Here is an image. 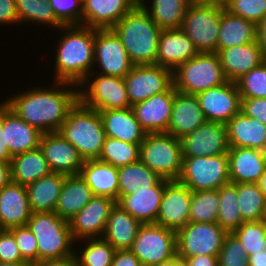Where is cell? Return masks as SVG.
I'll list each match as a JSON object with an SVG mask.
<instances>
[{
    "instance_id": "d6a6232c",
    "label": "cell",
    "mask_w": 266,
    "mask_h": 266,
    "mask_svg": "<svg viewBox=\"0 0 266 266\" xmlns=\"http://www.w3.org/2000/svg\"><path fill=\"white\" fill-rule=\"evenodd\" d=\"M141 223L118 204L111 209L102 238L116 250L130 249Z\"/></svg>"
},
{
    "instance_id": "94428289",
    "label": "cell",
    "mask_w": 266,
    "mask_h": 266,
    "mask_svg": "<svg viewBox=\"0 0 266 266\" xmlns=\"http://www.w3.org/2000/svg\"><path fill=\"white\" fill-rule=\"evenodd\" d=\"M11 182V164L0 160V190Z\"/></svg>"
},
{
    "instance_id": "8fae6325",
    "label": "cell",
    "mask_w": 266,
    "mask_h": 266,
    "mask_svg": "<svg viewBox=\"0 0 266 266\" xmlns=\"http://www.w3.org/2000/svg\"><path fill=\"white\" fill-rule=\"evenodd\" d=\"M130 250L142 266L170 260L177 253L176 231L156 223L141 224Z\"/></svg>"
},
{
    "instance_id": "30bf717a",
    "label": "cell",
    "mask_w": 266,
    "mask_h": 266,
    "mask_svg": "<svg viewBox=\"0 0 266 266\" xmlns=\"http://www.w3.org/2000/svg\"><path fill=\"white\" fill-rule=\"evenodd\" d=\"M223 9L190 2L181 29L199 53L216 52Z\"/></svg>"
},
{
    "instance_id": "8992f818",
    "label": "cell",
    "mask_w": 266,
    "mask_h": 266,
    "mask_svg": "<svg viewBox=\"0 0 266 266\" xmlns=\"http://www.w3.org/2000/svg\"><path fill=\"white\" fill-rule=\"evenodd\" d=\"M226 82L227 79L216 52L199 53L173 71L175 90L186 94L197 95Z\"/></svg>"
},
{
    "instance_id": "83f0119b",
    "label": "cell",
    "mask_w": 266,
    "mask_h": 266,
    "mask_svg": "<svg viewBox=\"0 0 266 266\" xmlns=\"http://www.w3.org/2000/svg\"><path fill=\"white\" fill-rule=\"evenodd\" d=\"M5 143L12 156L39 148L42 132L18 117L3 103Z\"/></svg>"
},
{
    "instance_id": "db71d44e",
    "label": "cell",
    "mask_w": 266,
    "mask_h": 266,
    "mask_svg": "<svg viewBox=\"0 0 266 266\" xmlns=\"http://www.w3.org/2000/svg\"><path fill=\"white\" fill-rule=\"evenodd\" d=\"M14 23H18L15 0H0V26H12Z\"/></svg>"
},
{
    "instance_id": "11a10c76",
    "label": "cell",
    "mask_w": 266,
    "mask_h": 266,
    "mask_svg": "<svg viewBox=\"0 0 266 266\" xmlns=\"http://www.w3.org/2000/svg\"><path fill=\"white\" fill-rule=\"evenodd\" d=\"M111 266H142L130 249L116 250Z\"/></svg>"
},
{
    "instance_id": "7bdbcfd3",
    "label": "cell",
    "mask_w": 266,
    "mask_h": 266,
    "mask_svg": "<svg viewBox=\"0 0 266 266\" xmlns=\"http://www.w3.org/2000/svg\"><path fill=\"white\" fill-rule=\"evenodd\" d=\"M140 145L106 136L98 160L117 168L126 166L140 159Z\"/></svg>"
},
{
    "instance_id": "1f68e13d",
    "label": "cell",
    "mask_w": 266,
    "mask_h": 266,
    "mask_svg": "<svg viewBox=\"0 0 266 266\" xmlns=\"http://www.w3.org/2000/svg\"><path fill=\"white\" fill-rule=\"evenodd\" d=\"M93 196L91 188L80 174L66 176L54 212L69 221Z\"/></svg>"
},
{
    "instance_id": "5b68a950",
    "label": "cell",
    "mask_w": 266,
    "mask_h": 266,
    "mask_svg": "<svg viewBox=\"0 0 266 266\" xmlns=\"http://www.w3.org/2000/svg\"><path fill=\"white\" fill-rule=\"evenodd\" d=\"M26 225L37 240L38 263L74 256L75 241L69 223L55 212L32 213Z\"/></svg>"
},
{
    "instance_id": "7a4b0ae2",
    "label": "cell",
    "mask_w": 266,
    "mask_h": 266,
    "mask_svg": "<svg viewBox=\"0 0 266 266\" xmlns=\"http://www.w3.org/2000/svg\"><path fill=\"white\" fill-rule=\"evenodd\" d=\"M54 53V81L79 85L94 67L95 29L82 25L62 26Z\"/></svg>"
},
{
    "instance_id": "f1b7e54d",
    "label": "cell",
    "mask_w": 266,
    "mask_h": 266,
    "mask_svg": "<svg viewBox=\"0 0 266 266\" xmlns=\"http://www.w3.org/2000/svg\"><path fill=\"white\" fill-rule=\"evenodd\" d=\"M97 111L107 137L134 144H141L145 139L147 133L132 108Z\"/></svg>"
},
{
    "instance_id": "e7e4bbea",
    "label": "cell",
    "mask_w": 266,
    "mask_h": 266,
    "mask_svg": "<svg viewBox=\"0 0 266 266\" xmlns=\"http://www.w3.org/2000/svg\"><path fill=\"white\" fill-rule=\"evenodd\" d=\"M172 266H189L187 259L177 253L172 257Z\"/></svg>"
},
{
    "instance_id": "89a4df30",
    "label": "cell",
    "mask_w": 266,
    "mask_h": 266,
    "mask_svg": "<svg viewBox=\"0 0 266 266\" xmlns=\"http://www.w3.org/2000/svg\"><path fill=\"white\" fill-rule=\"evenodd\" d=\"M264 223H265V230H266V218L264 219Z\"/></svg>"
},
{
    "instance_id": "603a6c76",
    "label": "cell",
    "mask_w": 266,
    "mask_h": 266,
    "mask_svg": "<svg viewBox=\"0 0 266 266\" xmlns=\"http://www.w3.org/2000/svg\"><path fill=\"white\" fill-rule=\"evenodd\" d=\"M205 122L206 119L199 106L198 97L176 90L167 134L181 139Z\"/></svg>"
},
{
    "instance_id": "680465c9",
    "label": "cell",
    "mask_w": 266,
    "mask_h": 266,
    "mask_svg": "<svg viewBox=\"0 0 266 266\" xmlns=\"http://www.w3.org/2000/svg\"><path fill=\"white\" fill-rule=\"evenodd\" d=\"M186 259L189 266H218L217 255H203Z\"/></svg>"
},
{
    "instance_id": "ee69618b",
    "label": "cell",
    "mask_w": 266,
    "mask_h": 266,
    "mask_svg": "<svg viewBox=\"0 0 266 266\" xmlns=\"http://www.w3.org/2000/svg\"><path fill=\"white\" fill-rule=\"evenodd\" d=\"M218 190L192 192L190 222L217 223Z\"/></svg>"
},
{
    "instance_id": "ab89813d",
    "label": "cell",
    "mask_w": 266,
    "mask_h": 266,
    "mask_svg": "<svg viewBox=\"0 0 266 266\" xmlns=\"http://www.w3.org/2000/svg\"><path fill=\"white\" fill-rule=\"evenodd\" d=\"M238 206L244 221L266 218V198L257 183L237 184Z\"/></svg>"
},
{
    "instance_id": "ffe728a7",
    "label": "cell",
    "mask_w": 266,
    "mask_h": 266,
    "mask_svg": "<svg viewBox=\"0 0 266 266\" xmlns=\"http://www.w3.org/2000/svg\"><path fill=\"white\" fill-rule=\"evenodd\" d=\"M176 90L172 85L166 92L155 94L131 106L136 119L146 133H167Z\"/></svg>"
},
{
    "instance_id": "6f0895ef",
    "label": "cell",
    "mask_w": 266,
    "mask_h": 266,
    "mask_svg": "<svg viewBox=\"0 0 266 266\" xmlns=\"http://www.w3.org/2000/svg\"><path fill=\"white\" fill-rule=\"evenodd\" d=\"M256 42L266 61V17L256 25Z\"/></svg>"
},
{
    "instance_id": "60d3db41",
    "label": "cell",
    "mask_w": 266,
    "mask_h": 266,
    "mask_svg": "<svg viewBox=\"0 0 266 266\" xmlns=\"http://www.w3.org/2000/svg\"><path fill=\"white\" fill-rule=\"evenodd\" d=\"M78 242H84L80 252L75 248L78 266H111L116 249L104 238H88Z\"/></svg>"
},
{
    "instance_id": "277c9868",
    "label": "cell",
    "mask_w": 266,
    "mask_h": 266,
    "mask_svg": "<svg viewBox=\"0 0 266 266\" xmlns=\"http://www.w3.org/2000/svg\"><path fill=\"white\" fill-rule=\"evenodd\" d=\"M58 133L77 149L84 161L99 159L106 134L97 110L78 101Z\"/></svg>"
},
{
    "instance_id": "6da1fadb",
    "label": "cell",
    "mask_w": 266,
    "mask_h": 266,
    "mask_svg": "<svg viewBox=\"0 0 266 266\" xmlns=\"http://www.w3.org/2000/svg\"><path fill=\"white\" fill-rule=\"evenodd\" d=\"M51 86L30 87L23 93L10 96L3 103L43 134L58 132L70 110L79 101V87L61 81H53Z\"/></svg>"
},
{
    "instance_id": "bcb514c9",
    "label": "cell",
    "mask_w": 266,
    "mask_h": 266,
    "mask_svg": "<svg viewBox=\"0 0 266 266\" xmlns=\"http://www.w3.org/2000/svg\"><path fill=\"white\" fill-rule=\"evenodd\" d=\"M241 98H266V61L236 81Z\"/></svg>"
},
{
    "instance_id": "d4e9b609",
    "label": "cell",
    "mask_w": 266,
    "mask_h": 266,
    "mask_svg": "<svg viewBox=\"0 0 266 266\" xmlns=\"http://www.w3.org/2000/svg\"><path fill=\"white\" fill-rule=\"evenodd\" d=\"M168 182L169 180L162 179L156 186L148 190H135L132 194L122 196L116 204L141 224L155 223L165 185Z\"/></svg>"
},
{
    "instance_id": "4316f807",
    "label": "cell",
    "mask_w": 266,
    "mask_h": 266,
    "mask_svg": "<svg viewBox=\"0 0 266 266\" xmlns=\"http://www.w3.org/2000/svg\"><path fill=\"white\" fill-rule=\"evenodd\" d=\"M31 215L25 186L10 182L0 190V229L26 225Z\"/></svg>"
},
{
    "instance_id": "4fadbf2b",
    "label": "cell",
    "mask_w": 266,
    "mask_h": 266,
    "mask_svg": "<svg viewBox=\"0 0 266 266\" xmlns=\"http://www.w3.org/2000/svg\"><path fill=\"white\" fill-rule=\"evenodd\" d=\"M134 67L120 38L112 29H95L92 73L124 78ZM94 68H98L99 70Z\"/></svg>"
},
{
    "instance_id": "681fc988",
    "label": "cell",
    "mask_w": 266,
    "mask_h": 266,
    "mask_svg": "<svg viewBox=\"0 0 266 266\" xmlns=\"http://www.w3.org/2000/svg\"><path fill=\"white\" fill-rule=\"evenodd\" d=\"M226 10L257 25L266 17V0H230Z\"/></svg>"
},
{
    "instance_id": "f907efd6",
    "label": "cell",
    "mask_w": 266,
    "mask_h": 266,
    "mask_svg": "<svg viewBox=\"0 0 266 266\" xmlns=\"http://www.w3.org/2000/svg\"><path fill=\"white\" fill-rule=\"evenodd\" d=\"M14 236L21 257L30 265L38 263L37 240L27 225L8 229Z\"/></svg>"
},
{
    "instance_id": "f35d334b",
    "label": "cell",
    "mask_w": 266,
    "mask_h": 266,
    "mask_svg": "<svg viewBox=\"0 0 266 266\" xmlns=\"http://www.w3.org/2000/svg\"><path fill=\"white\" fill-rule=\"evenodd\" d=\"M219 209L217 224L233 233L243 222L238 206L237 184L229 183L218 189Z\"/></svg>"
},
{
    "instance_id": "91938a15",
    "label": "cell",
    "mask_w": 266,
    "mask_h": 266,
    "mask_svg": "<svg viewBox=\"0 0 266 266\" xmlns=\"http://www.w3.org/2000/svg\"><path fill=\"white\" fill-rule=\"evenodd\" d=\"M34 266H78L75 256L41 261Z\"/></svg>"
},
{
    "instance_id": "9f6ffc18",
    "label": "cell",
    "mask_w": 266,
    "mask_h": 266,
    "mask_svg": "<svg viewBox=\"0 0 266 266\" xmlns=\"http://www.w3.org/2000/svg\"><path fill=\"white\" fill-rule=\"evenodd\" d=\"M13 156L5 143V131H3V101L0 103V160L10 163Z\"/></svg>"
},
{
    "instance_id": "ac0fdd59",
    "label": "cell",
    "mask_w": 266,
    "mask_h": 266,
    "mask_svg": "<svg viewBox=\"0 0 266 266\" xmlns=\"http://www.w3.org/2000/svg\"><path fill=\"white\" fill-rule=\"evenodd\" d=\"M192 191L178 181L165 185L156 224L173 231L185 227L190 222Z\"/></svg>"
},
{
    "instance_id": "e575fe53",
    "label": "cell",
    "mask_w": 266,
    "mask_h": 266,
    "mask_svg": "<svg viewBox=\"0 0 266 266\" xmlns=\"http://www.w3.org/2000/svg\"><path fill=\"white\" fill-rule=\"evenodd\" d=\"M256 41V25L223 9L217 42V53L237 45Z\"/></svg>"
},
{
    "instance_id": "cb8c5ba5",
    "label": "cell",
    "mask_w": 266,
    "mask_h": 266,
    "mask_svg": "<svg viewBox=\"0 0 266 266\" xmlns=\"http://www.w3.org/2000/svg\"><path fill=\"white\" fill-rule=\"evenodd\" d=\"M227 155L230 183L258 182L265 169L266 151L244 147H230Z\"/></svg>"
},
{
    "instance_id": "8d00e7d4",
    "label": "cell",
    "mask_w": 266,
    "mask_h": 266,
    "mask_svg": "<svg viewBox=\"0 0 266 266\" xmlns=\"http://www.w3.org/2000/svg\"><path fill=\"white\" fill-rule=\"evenodd\" d=\"M149 2L139 0L160 29H180L191 0H151Z\"/></svg>"
},
{
    "instance_id": "816d5d0a",
    "label": "cell",
    "mask_w": 266,
    "mask_h": 266,
    "mask_svg": "<svg viewBox=\"0 0 266 266\" xmlns=\"http://www.w3.org/2000/svg\"><path fill=\"white\" fill-rule=\"evenodd\" d=\"M0 262H26L8 229H0Z\"/></svg>"
},
{
    "instance_id": "ba28073f",
    "label": "cell",
    "mask_w": 266,
    "mask_h": 266,
    "mask_svg": "<svg viewBox=\"0 0 266 266\" xmlns=\"http://www.w3.org/2000/svg\"><path fill=\"white\" fill-rule=\"evenodd\" d=\"M78 87L79 101L88 108L94 110L131 108L122 77L91 73Z\"/></svg>"
},
{
    "instance_id": "f5cc1de1",
    "label": "cell",
    "mask_w": 266,
    "mask_h": 266,
    "mask_svg": "<svg viewBox=\"0 0 266 266\" xmlns=\"http://www.w3.org/2000/svg\"><path fill=\"white\" fill-rule=\"evenodd\" d=\"M241 111L266 125V98H241Z\"/></svg>"
},
{
    "instance_id": "b9f144b4",
    "label": "cell",
    "mask_w": 266,
    "mask_h": 266,
    "mask_svg": "<svg viewBox=\"0 0 266 266\" xmlns=\"http://www.w3.org/2000/svg\"><path fill=\"white\" fill-rule=\"evenodd\" d=\"M18 23H34L56 31L63 25L56 19L47 0H15Z\"/></svg>"
},
{
    "instance_id": "7dc6e473",
    "label": "cell",
    "mask_w": 266,
    "mask_h": 266,
    "mask_svg": "<svg viewBox=\"0 0 266 266\" xmlns=\"http://www.w3.org/2000/svg\"><path fill=\"white\" fill-rule=\"evenodd\" d=\"M218 266H248V255L240 240L228 233L217 255Z\"/></svg>"
},
{
    "instance_id": "7c38bea8",
    "label": "cell",
    "mask_w": 266,
    "mask_h": 266,
    "mask_svg": "<svg viewBox=\"0 0 266 266\" xmlns=\"http://www.w3.org/2000/svg\"><path fill=\"white\" fill-rule=\"evenodd\" d=\"M227 234L217 223L189 222L176 232L177 254L184 258L218 255Z\"/></svg>"
},
{
    "instance_id": "9a60e30c",
    "label": "cell",
    "mask_w": 266,
    "mask_h": 266,
    "mask_svg": "<svg viewBox=\"0 0 266 266\" xmlns=\"http://www.w3.org/2000/svg\"><path fill=\"white\" fill-rule=\"evenodd\" d=\"M183 158L212 157L228 153L227 128L223 123L208 122L180 139Z\"/></svg>"
},
{
    "instance_id": "44dd1931",
    "label": "cell",
    "mask_w": 266,
    "mask_h": 266,
    "mask_svg": "<svg viewBox=\"0 0 266 266\" xmlns=\"http://www.w3.org/2000/svg\"><path fill=\"white\" fill-rule=\"evenodd\" d=\"M139 0H84L82 26L112 29Z\"/></svg>"
},
{
    "instance_id": "74e56055",
    "label": "cell",
    "mask_w": 266,
    "mask_h": 266,
    "mask_svg": "<svg viewBox=\"0 0 266 266\" xmlns=\"http://www.w3.org/2000/svg\"><path fill=\"white\" fill-rule=\"evenodd\" d=\"M119 199L135 190H148L156 186L162 178L149 169L139 159L136 162L118 168Z\"/></svg>"
},
{
    "instance_id": "52a82bcc",
    "label": "cell",
    "mask_w": 266,
    "mask_h": 266,
    "mask_svg": "<svg viewBox=\"0 0 266 266\" xmlns=\"http://www.w3.org/2000/svg\"><path fill=\"white\" fill-rule=\"evenodd\" d=\"M140 160L162 179L177 181L183 163L180 139L167 133H147L140 145Z\"/></svg>"
},
{
    "instance_id": "d6986e66",
    "label": "cell",
    "mask_w": 266,
    "mask_h": 266,
    "mask_svg": "<svg viewBox=\"0 0 266 266\" xmlns=\"http://www.w3.org/2000/svg\"><path fill=\"white\" fill-rule=\"evenodd\" d=\"M39 148L52 172L66 176L80 173L84 160L77 149L58 132L42 134Z\"/></svg>"
},
{
    "instance_id": "be15d7a7",
    "label": "cell",
    "mask_w": 266,
    "mask_h": 266,
    "mask_svg": "<svg viewBox=\"0 0 266 266\" xmlns=\"http://www.w3.org/2000/svg\"><path fill=\"white\" fill-rule=\"evenodd\" d=\"M230 0H191V2L199 5L215 6L226 9Z\"/></svg>"
},
{
    "instance_id": "7402d4cb",
    "label": "cell",
    "mask_w": 266,
    "mask_h": 266,
    "mask_svg": "<svg viewBox=\"0 0 266 266\" xmlns=\"http://www.w3.org/2000/svg\"><path fill=\"white\" fill-rule=\"evenodd\" d=\"M199 54L193 42L180 29H162L158 42L156 65L174 71Z\"/></svg>"
},
{
    "instance_id": "5bb4252c",
    "label": "cell",
    "mask_w": 266,
    "mask_h": 266,
    "mask_svg": "<svg viewBox=\"0 0 266 266\" xmlns=\"http://www.w3.org/2000/svg\"><path fill=\"white\" fill-rule=\"evenodd\" d=\"M131 106L166 92L173 85V71L159 65H134L124 77Z\"/></svg>"
},
{
    "instance_id": "9c48e42d",
    "label": "cell",
    "mask_w": 266,
    "mask_h": 266,
    "mask_svg": "<svg viewBox=\"0 0 266 266\" xmlns=\"http://www.w3.org/2000/svg\"><path fill=\"white\" fill-rule=\"evenodd\" d=\"M177 181L192 192L218 190L230 183L228 155L183 158Z\"/></svg>"
},
{
    "instance_id": "2e32d148",
    "label": "cell",
    "mask_w": 266,
    "mask_h": 266,
    "mask_svg": "<svg viewBox=\"0 0 266 266\" xmlns=\"http://www.w3.org/2000/svg\"><path fill=\"white\" fill-rule=\"evenodd\" d=\"M196 96L208 122L226 124L241 111V97L236 82L227 81Z\"/></svg>"
},
{
    "instance_id": "f6af8a7d",
    "label": "cell",
    "mask_w": 266,
    "mask_h": 266,
    "mask_svg": "<svg viewBox=\"0 0 266 266\" xmlns=\"http://www.w3.org/2000/svg\"><path fill=\"white\" fill-rule=\"evenodd\" d=\"M233 234L240 240L248 256L266 248L264 220L244 221Z\"/></svg>"
},
{
    "instance_id": "a7ac6f4b",
    "label": "cell",
    "mask_w": 266,
    "mask_h": 266,
    "mask_svg": "<svg viewBox=\"0 0 266 266\" xmlns=\"http://www.w3.org/2000/svg\"><path fill=\"white\" fill-rule=\"evenodd\" d=\"M153 266H172V258L170 260H167L165 262H161L159 264H155Z\"/></svg>"
},
{
    "instance_id": "3957f363",
    "label": "cell",
    "mask_w": 266,
    "mask_h": 266,
    "mask_svg": "<svg viewBox=\"0 0 266 266\" xmlns=\"http://www.w3.org/2000/svg\"><path fill=\"white\" fill-rule=\"evenodd\" d=\"M134 65H156L162 29L138 3L112 28Z\"/></svg>"
},
{
    "instance_id": "836d02e7",
    "label": "cell",
    "mask_w": 266,
    "mask_h": 266,
    "mask_svg": "<svg viewBox=\"0 0 266 266\" xmlns=\"http://www.w3.org/2000/svg\"><path fill=\"white\" fill-rule=\"evenodd\" d=\"M66 175L51 172L26 187L32 213L54 212Z\"/></svg>"
},
{
    "instance_id": "4dcf8cb0",
    "label": "cell",
    "mask_w": 266,
    "mask_h": 266,
    "mask_svg": "<svg viewBox=\"0 0 266 266\" xmlns=\"http://www.w3.org/2000/svg\"><path fill=\"white\" fill-rule=\"evenodd\" d=\"M80 176L91 188L94 196L108 197L116 202L119 200L118 168L100 161H84Z\"/></svg>"
},
{
    "instance_id": "003e7915",
    "label": "cell",
    "mask_w": 266,
    "mask_h": 266,
    "mask_svg": "<svg viewBox=\"0 0 266 266\" xmlns=\"http://www.w3.org/2000/svg\"><path fill=\"white\" fill-rule=\"evenodd\" d=\"M0 266H30L27 262H0Z\"/></svg>"
},
{
    "instance_id": "484cf974",
    "label": "cell",
    "mask_w": 266,
    "mask_h": 266,
    "mask_svg": "<svg viewBox=\"0 0 266 266\" xmlns=\"http://www.w3.org/2000/svg\"><path fill=\"white\" fill-rule=\"evenodd\" d=\"M227 81L236 82L265 60L256 41L222 49L218 53Z\"/></svg>"
},
{
    "instance_id": "d590c367",
    "label": "cell",
    "mask_w": 266,
    "mask_h": 266,
    "mask_svg": "<svg viewBox=\"0 0 266 266\" xmlns=\"http://www.w3.org/2000/svg\"><path fill=\"white\" fill-rule=\"evenodd\" d=\"M11 182L27 186L52 171L40 148L11 158Z\"/></svg>"
},
{
    "instance_id": "03108f58",
    "label": "cell",
    "mask_w": 266,
    "mask_h": 266,
    "mask_svg": "<svg viewBox=\"0 0 266 266\" xmlns=\"http://www.w3.org/2000/svg\"><path fill=\"white\" fill-rule=\"evenodd\" d=\"M257 185L266 198V165H265V169H264L262 176L259 178L257 182Z\"/></svg>"
},
{
    "instance_id": "e0dca14e",
    "label": "cell",
    "mask_w": 266,
    "mask_h": 266,
    "mask_svg": "<svg viewBox=\"0 0 266 266\" xmlns=\"http://www.w3.org/2000/svg\"><path fill=\"white\" fill-rule=\"evenodd\" d=\"M115 204L116 201L111 198L93 196L89 203L68 221L75 246L79 240L102 237L110 211Z\"/></svg>"
},
{
    "instance_id": "c3c4849f",
    "label": "cell",
    "mask_w": 266,
    "mask_h": 266,
    "mask_svg": "<svg viewBox=\"0 0 266 266\" xmlns=\"http://www.w3.org/2000/svg\"><path fill=\"white\" fill-rule=\"evenodd\" d=\"M56 19L63 25H82V0H47Z\"/></svg>"
},
{
    "instance_id": "f546056e",
    "label": "cell",
    "mask_w": 266,
    "mask_h": 266,
    "mask_svg": "<svg viewBox=\"0 0 266 266\" xmlns=\"http://www.w3.org/2000/svg\"><path fill=\"white\" fill-rule=\"evenodd\" d=\"M225 126L230 147L266 151V125L258 119L248 117L240 111Z\"/></svg>"
},
{
    "instance_id": "6125c7cd",
    "label": "cell",
    "mask_w": 266,
    "mask_h": 266,
    "mask_svg": "<svg viewBox=\"0 0 266 266\" xmlns=\"http://www.w3.org/2000/svg\"><path fill=\"white\" fill-rule=\"evenodd\" d=\"M248 266H266V248L248 256Z\"/></svg>"
}]
</instances>
